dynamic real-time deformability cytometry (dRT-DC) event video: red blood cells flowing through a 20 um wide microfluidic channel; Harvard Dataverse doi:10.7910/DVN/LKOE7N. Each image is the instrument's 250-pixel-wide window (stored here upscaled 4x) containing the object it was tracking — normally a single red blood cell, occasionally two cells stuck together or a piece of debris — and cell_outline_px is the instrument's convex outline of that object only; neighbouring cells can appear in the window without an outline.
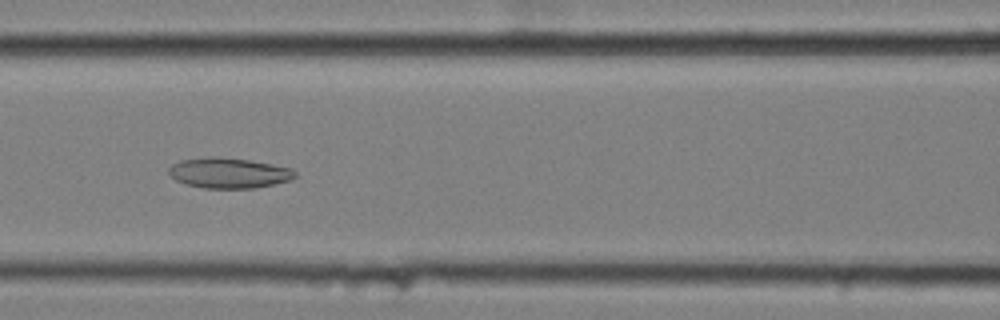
{"species": "common noctule bat (a hibernating species)", "species_latin": "Nyctalus noctula", "temperature_condition": "cold", "stored_images_in_passage": 53, "camera_frame_rate_fps": 3000, "um_per_image_px": 0.085, "animal": {"sex": "female", "body_mass_g": 25.1}, "frame": {"image": 1, "passage_image": 23, "time_ms": 7.333, "image_size_px": [1000, 320], "cell_outline_px": [[296, 176], [288, 180], [256, 188], [204, 188], [188, 184], [176, 180], [168, 172], [168, 168], [172, 164], [184, 160], [212, 156], [248, 160], [272, 164], [292, 168], [296, 172]], "centroid_in_image_um": [19.46, 14.7], "position_along_channel_um": 147.1, "area_um2": 22.02}}
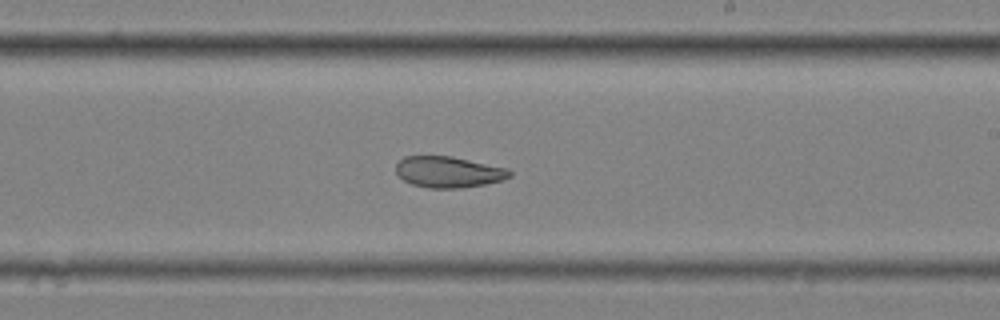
{"frame": {"image": 2, "passage_image": 32, "time_ms": 10.333, "image_size_px": [1000, 320], "cell_outline_px": [[512, 176], [504, 180], [484, 184], [460, 188], [428, 188], [412, 184], [404, 180], [396, 172], [396, 164], [404, 156], [452, 156], [508, 168], [512, 172]], "centroid_in_image_um": [38.15, 14.61], "position_along_channel_um": 250.9, "area_um2": 20.69}}
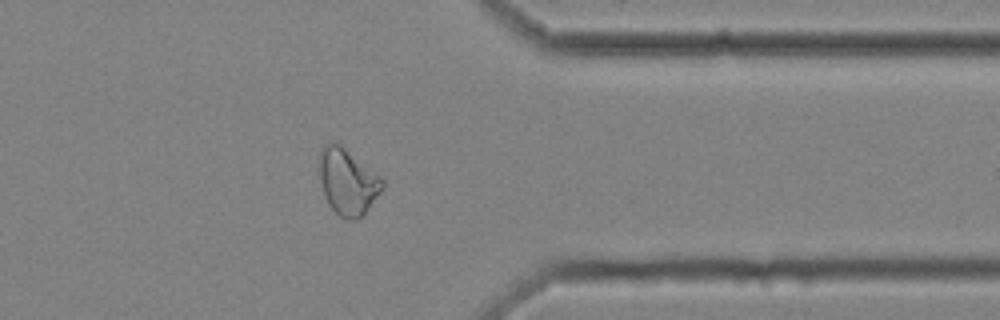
{"frame": {"image": 3, "passage_image": 44, "time_ms": 14.333, "image_size_px": [1000, 320], "cell_outline_px": [[384, 188], [368, 208], [356, 220], [344, 220], [328, 204], [324, 196], [320, 180], [320, 148], [328, 144], [340, 144], [380, 176], [384, 180]], "centroid_in_image_um": [29.55, 15.47], "position_along_channel_um": 381.8, "area_um2": 23.93}, "authors_computed_cell_mechanics": {"area_um2": 24.2182, "velocity_mm_per_s": 3.4763, "shape_relaxation_time_tau1_ms": null, "shape_relaxation_time_tau2_ms": 5.5235, "deformation_change_tau1": null, "deformation_change_tau2": 0.1183}}